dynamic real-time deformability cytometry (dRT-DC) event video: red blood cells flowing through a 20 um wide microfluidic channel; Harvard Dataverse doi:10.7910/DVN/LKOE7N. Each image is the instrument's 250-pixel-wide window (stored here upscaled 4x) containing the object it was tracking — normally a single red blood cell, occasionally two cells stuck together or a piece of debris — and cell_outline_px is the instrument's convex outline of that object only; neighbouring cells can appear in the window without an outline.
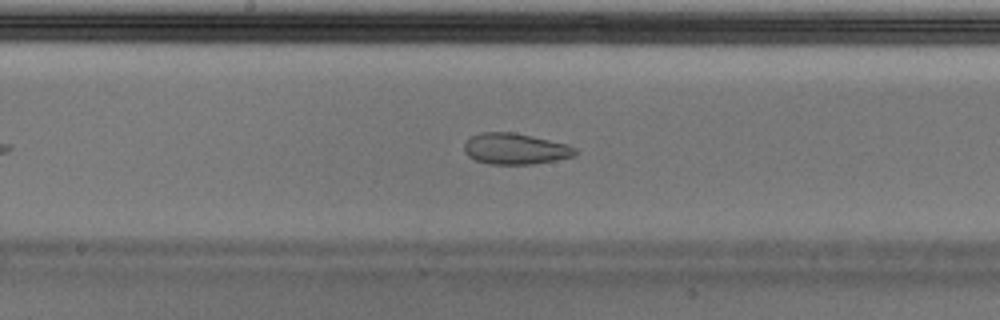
{"species": "Egyptian fruit bat (a non-hibernating species)", "species_latin": "Rousettus aegyptiacus", "temperature_condition": "cold", "stored_images_in_passage": 46, "camera_frame_rate_fps": 3000, "um_per_image_px": 0.085, "animal": {"sex": "male"}, "frame": {"image": 1, "passage_image": 20, "time_ms": 6.333, "image_size_px": [1000, 320], "cell_outline_px": [[576, 156], [556, 160], [532, 164], [488, 164], [476, 160], [468, 156], [464, 152], [464, 144], [472, 136], [480, 132], [512, 132], [532, 136], [568, 144], [576, 148]], "centroid_in_image_um": [43.8, 12.65], "position_along_channel_um": 204.4, "area_um2": 20.11}}
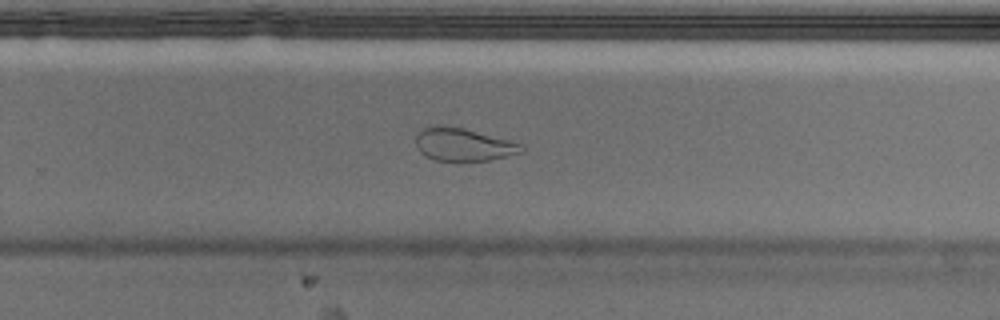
{"frame": {"image": 2, "passage_image": 27, "time_ms": 8.667, "image_size_px": [1000, 320], "cell_outline_px": [[524, 152], [488, 160], [436, 160], [424, 156], [416, 148], [416, 136], [424, 128], [436, 124], [464, 128], [524, 144]], "centroid_in_image_um": [39.38, 12.27], "position_along_channel_um": 290.4, "area_um2": 20.17}, "authors_computed_cell_mechanics": {"area_um2": 23.2356, "velocity_mm_per_s": 3.7081, "shape_relaxation_time_tau1_ms": null, "shape_relaxation_time_tau2_ms": 1.797, "deformation_change_tau1": null, "deformation_change_tau2": 0.0767}}